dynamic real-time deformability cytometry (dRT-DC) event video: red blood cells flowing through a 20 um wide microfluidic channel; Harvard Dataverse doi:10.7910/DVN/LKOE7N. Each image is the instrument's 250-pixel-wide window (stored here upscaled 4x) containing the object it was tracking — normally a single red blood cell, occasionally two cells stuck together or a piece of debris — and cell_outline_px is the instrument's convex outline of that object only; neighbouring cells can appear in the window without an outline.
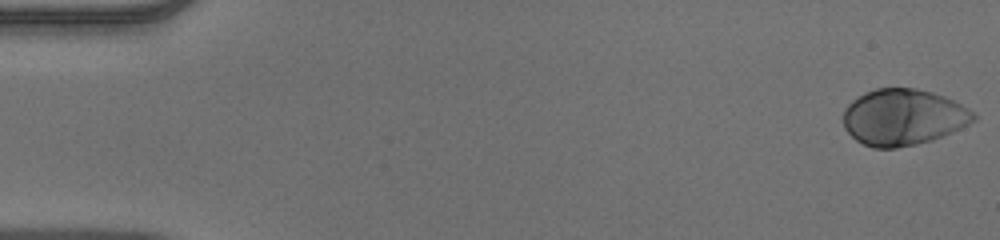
{"species": "human", "species_latin": "Homo sapiens", "temperature_condition": "warm", "stored_images_in_passage": 53, "camera_frame_rate_fps": 3000, "um_per_image_px": 0.085, "donor": {"sex": "male"}, "frame": {"image": 1, "passage_image": 1, "time_ms": 0.0, "image_size_px": [1000, 240], "cell_outline_px": [[976, 120], [952, 132], [932, 140], [916, 144], [896, 148], [872, 148], [856, 140], [844, 128], [844, 108], [852, 100], [864, 92], [876, 88], [916, 88], [932, 92], [944, 96], [976, 112]], "centroid_in_image_um": [76.77, 9.96], "position_along_channel_um": 8.2, "area_um2": 42.77}}
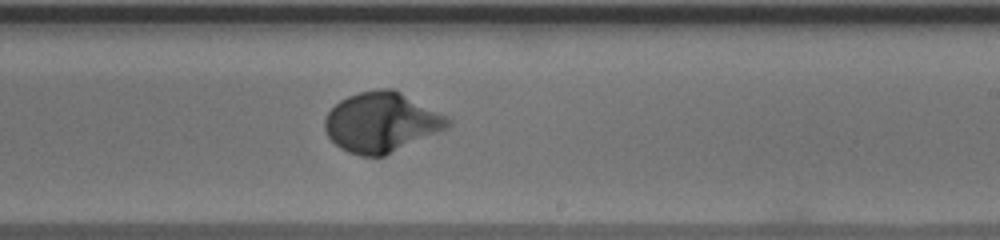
{"frame": {"image": 2, "passage_image": 32, "time_ms": 10.333, "image_size_px": [1000, 240], "cell_outline_px": [[452, 124], [444, 128], [384, 156], [360, 156], [348, 152], [340, 148], [328, 136], [324, 128], [324, 120], [328, 112], [340, 100], [348, 96], [360, 92], [380, 88], [392, 88], [448, 116], [452, 120]], "centroid_in_image_um": [32.39, 10.38], "position_along_channel_um": 256.6, "area_um2": 42.37}}
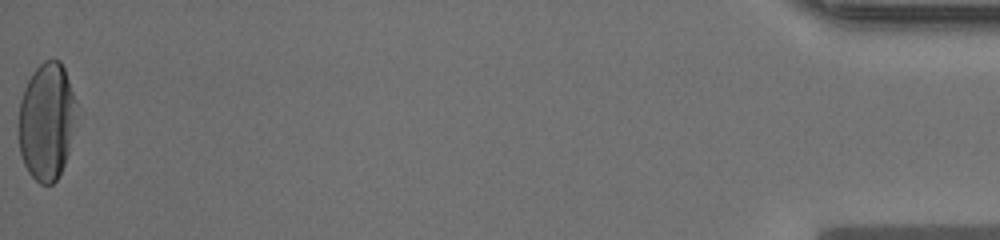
{"frame": {"image": 3, "passage_image": 53, "time_ms": 17.333, "image_size_px": [1000, 240], "cell_outline_px": [[76, 100], [68, 152], [64, 164], [56, 180], [52, 184], [40, 184], [28, 172], [24, 164], [20, 152], [20, 100], [24, 88], [32, 72], [44, 60], [60, 60], [64, 68]], "centroid_in_image_um": [3.94, 10.3], "position_along_channel_um": 431.3, "area_um2": 38.73}, "authors_computed_cell_mechanics": {"area_um2": 40.9802, "velocity_mm_per_s": 3.8855, "shape_relaxation_time_tau1_ms": 2.9211, "shape_relaxation_time_tau2_ms": null, "deformation_change_tau1": 0.1917, "deformation_change_tau2": null}}